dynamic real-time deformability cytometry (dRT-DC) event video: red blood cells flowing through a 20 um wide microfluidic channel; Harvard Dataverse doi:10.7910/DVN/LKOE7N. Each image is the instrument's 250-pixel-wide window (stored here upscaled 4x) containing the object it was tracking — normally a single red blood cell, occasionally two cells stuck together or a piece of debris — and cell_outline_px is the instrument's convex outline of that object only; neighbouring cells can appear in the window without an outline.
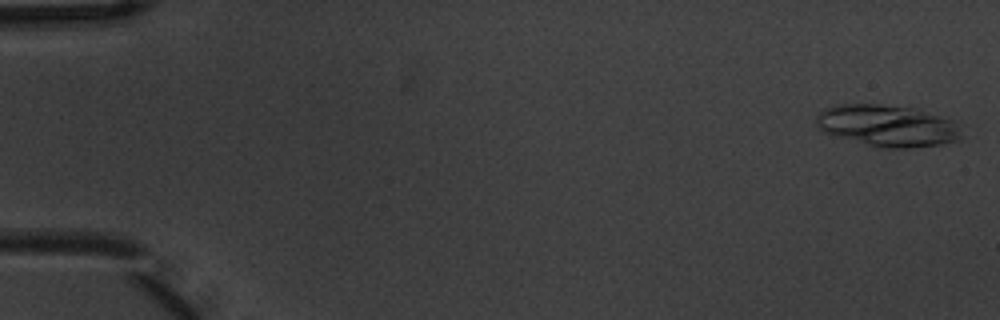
{"species": "common noctule bat (a hibernating species)", "species_latin": "Nyctalus noctula", "temperature_condition": "warm", "stored_images_in_passage": 6, "segment_of_instrument_passage": [1, 2], "camera_frame_rate_fps": 3000, "um_per_image_px": 0.085, "animal": {"sex": "male", "body_mass_g": 20.1, "forearm_length_mm": 53.5}, "frame": {"image": 1, "passage_image": 1, "time_ms": 0.0, "image_size_px": [1000, 320], "cell_outline_px": [[964, 124], [960, 140], [940, 144], [908, 148], [888, 148], [868, 144], [836, 136], [824, 132], [816, 124], [816, 116], [820, 112], [836, 104], [880, 104], [912, 108], [952, 120]], "centroid_in_image_um": [75.49, 10.68], "position_along_channel_um": 9.5, "area_um2": 35.08}}
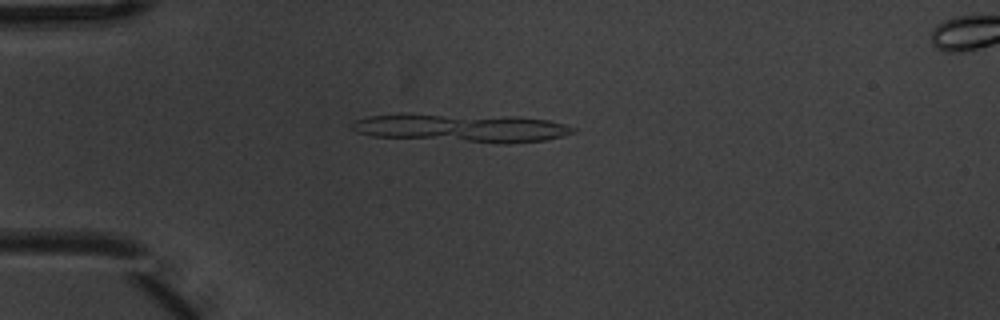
{"frame": {"image": 2, "passage_image": 4, "time_ms": 1.0, "image_size_px": [1000, 320], "cell_outline_px": [[576, 132], [564, 136], [544, 140], [508, 144], [500, 144], [372, 136], [356, 132], [352, 128], [352, 120], [368, 116], [400, 112], [408, 112], [520, 116], [548, 120], [564, 124], [576, 128]], "centroid_in_image_um": [39.21, 10.85], "position_along_channel_um": 45.8, "area_um2": 37.92}}